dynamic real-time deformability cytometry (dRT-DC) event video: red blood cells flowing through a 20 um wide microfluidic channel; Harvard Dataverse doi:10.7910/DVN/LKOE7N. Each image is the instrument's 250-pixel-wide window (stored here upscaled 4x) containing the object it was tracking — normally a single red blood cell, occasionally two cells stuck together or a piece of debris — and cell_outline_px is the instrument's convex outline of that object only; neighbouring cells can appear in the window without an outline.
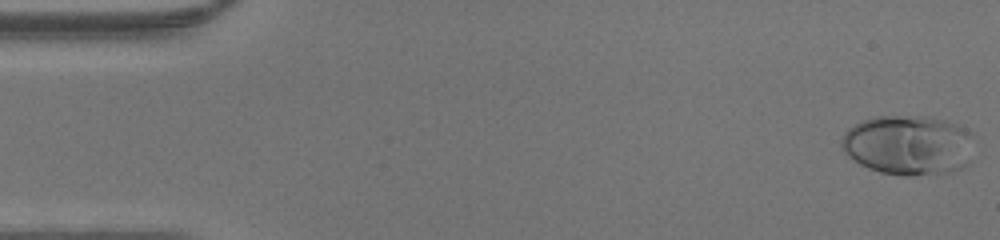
{"species": "human", "species_latin": "Homo sapiens", "temperature_condition": "warm", "stored_images_in_passage": 47, "camera_frame_rate_fps": 3000, "um_per_image_px": 0.085, "donor": {"sex": "male"}, "frame": {"image": 1, "passage_image": 1, "time_ms": 0.0, "image_size_px": [1000, 240], "cell_outline_px": [[972, 132], [968, 164], [960, 168], [948, 172], [912, 176], [904, 176], [880, 172], [868, 168], [852, 160], [844, 152], [840, 144], [840, 140], [848, 128], [864, 120], [876, 116], [932, 116], [956, 124]], "centroid_in_image_um": [77.17, 12.33], "position_along_channel_um": 7.8, "area_um2": 46.36}}
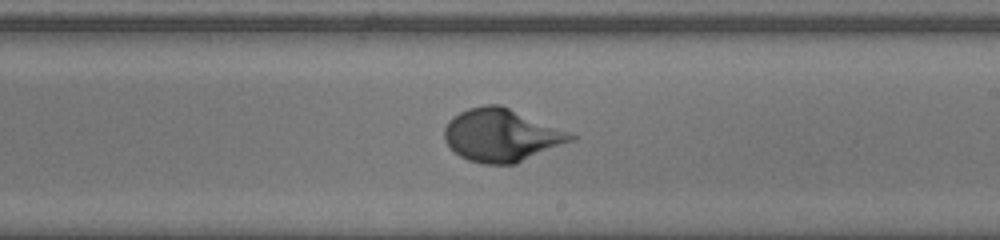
{"frame": {"image": 2, "passage_image": 27, "time_ms": 8.667, "image_size_px": [1000, 240], "cell_outline_px": [[576, 136], [572, 140], [516, 164], [484, 164], [468, 160], [460, 156], [444, 140], [444, 128], [448, 120], [460, 112], [468, 108], [484, 104], [500, 104], [568, 132]], "centroid_in_image_um": [42.57, 11.49], "position_along_channel_um": 246.4, "area_um2": 38.38}}
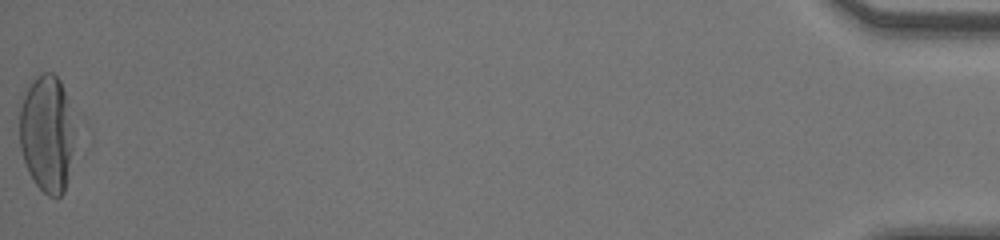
{"frame": {"image": 3, "passage_image": 47, "time_ms": 15.333, "image_size_px": [1000, 240], "cell_outline_px": [[72, 152], [64, 192], [60, 196], [48, 196], [36, 184], [28, 172], [20, 148], [20, 108], [24, 96], [32, 80], [36, 76], [44, 72], [52, 72], [60, 80], [64, 92], [72, 120]], "centroid_in_image_um": [3.95, 11.36], "position_along_channel_um": 431.2, "area_um2": 36.82}}